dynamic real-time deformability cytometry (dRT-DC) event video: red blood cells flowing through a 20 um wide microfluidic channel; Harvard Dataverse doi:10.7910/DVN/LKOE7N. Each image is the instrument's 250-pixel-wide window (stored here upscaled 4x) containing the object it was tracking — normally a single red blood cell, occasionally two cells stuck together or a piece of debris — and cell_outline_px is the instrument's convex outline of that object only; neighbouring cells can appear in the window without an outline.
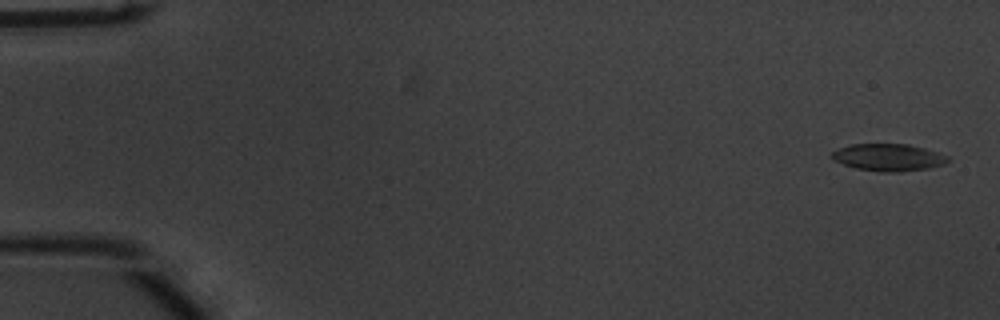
{"species": "common noctule bat (a hibernating species)", "species_latin": "Nyctalus noctula", "temperature_condition": "warm", "stored_images_in_passage": 54, "camera_frame_rate_fps": 3000, "um_per_image_px": 0.085, "animal": {"sex": "male", "body_mass_g": 20.1, "forearm_length_mm": 53.5}, "frame": {"image": 1, "passage_image": 1, "time_ms": 0.0, "image_size_px": [1000, 320], "cell_outline_px": [[952, 160], [944, 164], [928, 168], [896, 172], [880, 172], [856, 168], [832, 160], [832, 152], [840, 148], [852, 144], [908, 144], [924, 148], [948, 156]], "centroid_in_image_um": [75.53, 13.38], "position_along_channel_um": 9.5, "area_um2": 18.26}}
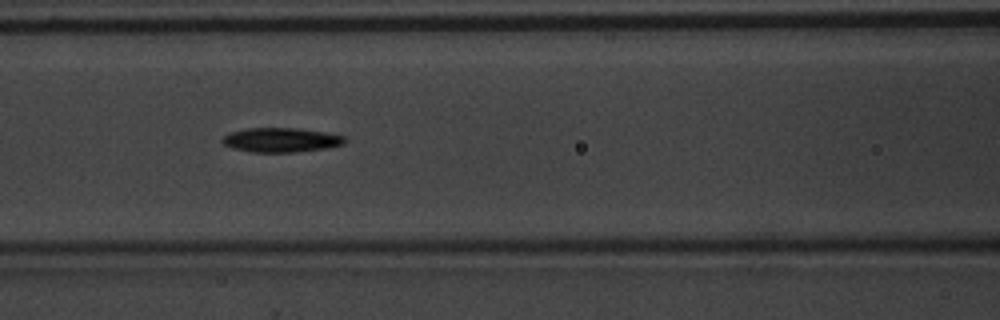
{"frame": {"image": 2, "passage_image": 23, "time_ms": 7.333, "image_size_px": [1000, 320], "cell_outline_px": [[348, 140], [344, 144], [328, 148], [296, 152], [252, 152], [236, 148], [224, 144], [220, 140], [228, 132], [248, 128], [296, 128], [324, 132], [344, 136]], "centroid_in_image_um": [23.91, 11.89], "position_along_channel_um": 142.7, "area_um2": 17.4}}
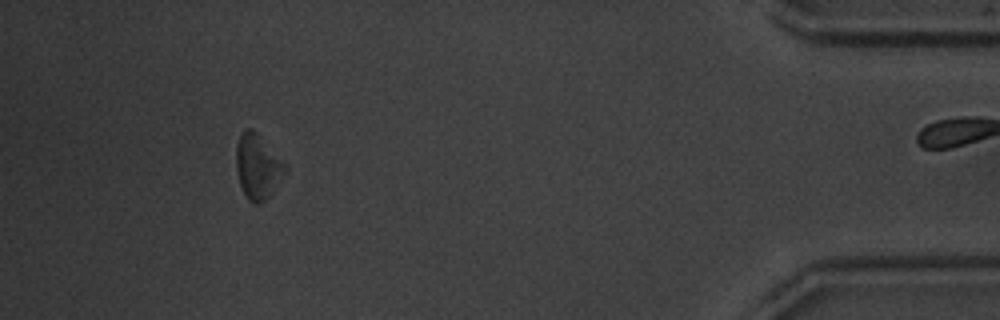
{"frame": {"image": 3, "passage_image": 49, "time_ms": 16.0, "image_size_px": [1000, 320], "cell_outline_px": [[288, 168], [268, 196], [260, 204], [252, 204], [248, 200], [240, 184], [236, 168], [236, 148], [240, 136], [248, 128], [252, 128]], "centroid_in_image_um": [21.87, 14.19], "position_along_channel_um": 413.3, "area_um2": 17.74}, "authors_computed_cell_mechanics": {"area_um2": 17.6868, "velocity_mm_per_s": 3.7806, "shape_relaxation_time_tau1_ms": 1.5335, "shape_relaxation_time_tau2_ms": null, "deformation_change_tau1": 0.0895, "deformation_change_tau2": null}}